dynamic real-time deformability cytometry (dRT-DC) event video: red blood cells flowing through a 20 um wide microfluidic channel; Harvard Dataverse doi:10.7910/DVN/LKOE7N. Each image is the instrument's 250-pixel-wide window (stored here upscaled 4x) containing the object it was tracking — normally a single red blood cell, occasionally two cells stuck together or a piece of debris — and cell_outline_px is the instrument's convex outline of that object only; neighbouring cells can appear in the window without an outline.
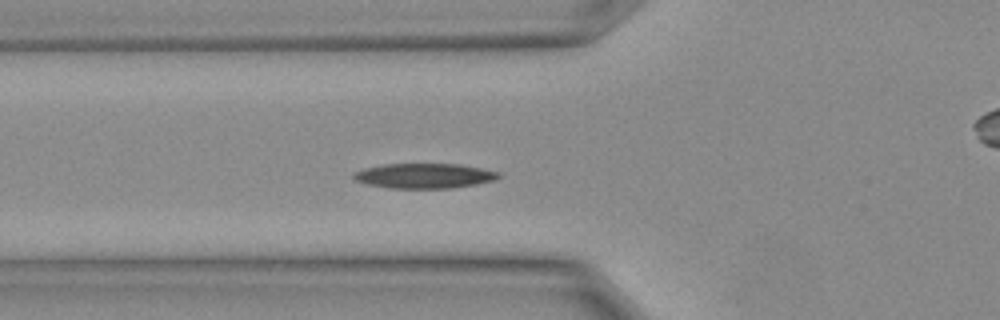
{"species": "Egyptian fruit bat (a non-hibernating species)", "species_latin": "Rousettus aegyptiacus", "temperature_condition": "warm", "stored_images_in_passage": 4, "camera_frame_rate_fps": 3000, "um_per_image_px": 0.085, "animal": {"sex": "female"}, "frame": {"image": 1, "passage_image": 2, "time_ms": 0.333, "image_size_px": [1000, 320], "cell_outline_px": [[500, 176], [492, 180], [476, 184], [448, 188], [392, 188], [368, 184], [356, 180], [352, 176], [356, 172], [364, 168], [384, 164], [460, 164], [500, 172]], "centroid_in_image_um": [36.06, 14.94], "position_along_channel_um": 89.7, "area_um2": 20.75}}